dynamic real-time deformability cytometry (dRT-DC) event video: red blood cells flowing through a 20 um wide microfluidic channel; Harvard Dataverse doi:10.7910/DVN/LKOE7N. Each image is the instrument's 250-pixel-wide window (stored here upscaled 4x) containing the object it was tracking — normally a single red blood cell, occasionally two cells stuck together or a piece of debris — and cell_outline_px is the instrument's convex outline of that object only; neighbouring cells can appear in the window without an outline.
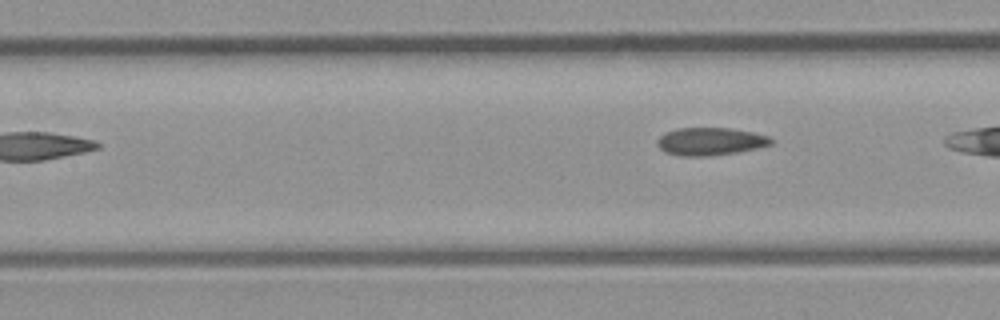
{"species": "common noctule bat (a hibernating species)", "species_latin": "Nyctalus noctula", "temperature_condition": "room temperature", "stored_images_in_passage": 7, "segment_of_instrument_passage": [1, 2], "camera_frame_rate_fps": 3000, "um_per_image_px": 0.085, "animal": {"sex": "male", "body_mass_g": 23.1, "forearm_length_mm": 52.7}, "frame": {"image": 1, "passage_image": 5, "time_ms": 1.333, "image_size_px": [1000, 320], "cell_outline_px": [[776, 140], [772, 144], [756, 148], [736, 152], [708, 156], [680, 156], [664, 152], [656, 144], [656, 140], [660, 136], [676, 128], [732, 128], [752, 132], [768, 136]], "centroid_in_image_um": [60.37, 12.02], "position_along_channel_um": 147.0, "area_um2": 18.44}}